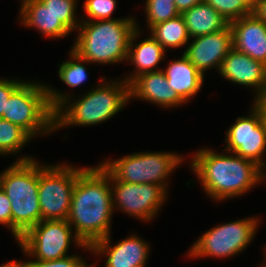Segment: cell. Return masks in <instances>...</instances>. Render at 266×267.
<instances>
[{"label":"cell","instance_id":"2","mask_svg":"<svg viewBox=\"0 0 266 267\" xmlns=\"http://www.w3.org/2000/svg\"><path fill=\"white\" fill-rule=\"evenodd\" d=\"M92 88L79 99L67 92L54 90L47 85L48 98L54 111L55 130L64 126H91L108 121L127 106L130 99V84L124 79L105 82ZM102 81V82H101ZM104 81V82H103Z\"/></svg>","mask_w":266,"mask_h":267},{"label":"cell","instance_id":"5","mask_svg":"<svg viewBox=\"0 0 266 267\" xmlns=\"http://www.w3.org/2000/svg\"><path fill=\"white\" fill-rule=\"evenodd\" d=\"M1 188L11 202L12 235L18 241L41 221L37 160L30 156L18 158L3 171Z\"/></svg>","mask_w":266,"mask_h":267},{"label":"cell","instance_id":"33","mask_svg":"<svg viewBox=\"0 0 266 267\" xmlns=\"http://www.w3.org/2000/svg\"><path fill=\"white\" fill-rule=\"evenodd\" d=\"M204 1L205 0H174V3L179 13L182 14L184 11Z\"/></svg>","mask_w":266,"mask_h":267},{"label":"cell","instance_id":"31","mask_svg":"<svg viewBox=\"0 0 266 267\" xmlns=\"http://www.w3.org/2000/svg\"><path fill=\"white\" fill-rule=\"evenodd\" d=\"M0 224L7 226L12 233L11 202L2 188L0 189Z\"/></svg>","mask_w":266,"mask_h":267},{"label":"cell","instance_id":"8","mask_svg":"<svg viewBox=\"0 0 266 267\" xmlns=\"http://www.w3.org/2000/svg\"><path fill=\"white\" fill-rule=\"evenodd\" d=\"M65 164V165H64ZM38 162V199L41 220H67L78 175L85 169Z\"/></svg>","mask_w":266,"mask_h":267},{"label":"cell","instance_id":"3","mask_svg":"<svg viewBox=\"0 0 266 267\" xmlns=\"http://www.w3.org/2000/svg\"><path fill=\"white\" fill-rule=\"evenodd\" d=\"M192 157L190 168L204 192L217 202L241 196L263 180V169L259 165L225 150L218 153L203 148Z\"/></svg>","mask_w":266,"mask_h":267},{"label":"cell","instance_id":"15","mask_svg":"<svg viewBox=\"0 0 266 267\" xmlns=\"http://www.w3.org/2000/svg\"><path fill=\"white\" fill-rule=\"evenodd\" d=\"M218 74L229 82L253 88L254 98L266 92V65L234 48L223 59Z\"/></svg>","mask_w":266,"mask_h":267},{"label":"cell","instance_id":"7","mask_svg":"<svg viewBox=\"0 0 266 267\" xmlns=\"http://www.w3.org/2000/svg\"><path fill=\"white\" fill-rule=\"evenodd\" d=\"M175 152H137L101 163L117 180L133 184H155L166 192L167 178L184 161Z\"/></svg>","mask_w":266,"mask_h":267},{"label":"cell","instance_id":"34","mask_svg":"<svg viewBox=\"0 0 266 267\" xmlns=\"http://www.w3.org/2000/svg\"><path fill=\"white\" fill-rule=\"evenodd\" d=\"M253 13L266 22V0H258L253 6Z\"/></svg>","mask_w":266,"mask_h":267},{"label":"cell","instance_id":"21","mask_svg":"<svg viewBox=\"0 0 266 267\" xmlns=\"http://www.w3.org/2000/svg\"><path fill=\"white\" fill-rule=\"evenodd\" d=\"M191 38L212 34L225 29L229 22L205 1L181 14Z\"/></svg>","mask_w":266,"mask_h":267},{"label":"cell","instance_id":"26","mask_svg":"<svg viewBox=\"0 0 266 267\" xmlns=\"http://www.w3.org/2000/svg\"><path fill=\"white\" fill-rule=\"evenodd\" d=\"M71 31L78 29L81 18L76 17L77 0H40ZM80 20V21H79Z\"/></svg>","mask_w":266,"mask_h":267},{"label":"cell","instance_id":"39","mask_svg":"<svg viewBox=\"0 0 266 267\" xmlns=\"http://www.w3.org/2000/svg\"><path fill=\"white\" fill-rule=\"evenodd\" d=\"M265 168H266V167H265ZM265 178H266V170H265V171L263 170V179H264V180H262V181H265V180H266Z\"/></svg>","mask_w":266,"mask_h":267},{"label":"cell","instance_id":"10","mask_svg":"<svg viewBox=\"0 0 266 267\" xmlns=\"http://www.w3.org/2000/svg\"><path fill=\"white\" fill-rule=\"evenodd\" d=\"M67 220H41L30 228L19 240V247L25 255L37 260H56L68 256L73 241L77 247L91 251L89 245L73 235Z\"/></svg>","mask_w":266,"mask_h":267},{"label":"cell","instance_id":"18","mask_svg":"<svg viewBox=\"0 0 266 267\" xmlns=\"http://www.w3.org/2000/svg\"><path fill=\"white\" fill-rule=\"evenodd\" d=\"M140 35L137 24V29L130 38L127 56V61L135 65V68L130 73L131 75L128 74L123 78L128 84L143 73L161 70L158 65L165 58L164 53L167 52L151 35L135 45Z\"/></svg>","mask_w":266,"mask_h":267},{"label":"cell","instance_id":"9","mask_svg":"<svg viewBox=\"0 0 266 267\" xmlns=\"http://www.w3.org/2000/svg\"><path fill=\"white\" fill-rule=\"evenodd\" d=\"M260 220L246 217L230 221L206 231L190 247L188 255L194 258H226L244 251L256 236Z\"/></svg>","mask_w":266,"mask_h":267},{"label":"cell","instance_id":"1","mask_svg":"<svg viewBox=\"0 0 266 267\" xmlns=\"http://www.w3.org/2000/svg\"><path fill=\"white\" fill-rule=\"evenodd\" d=\"M110 172L100 163L77 177L67 222L85 245L110 235L114 213Z\"/></svg>","mask_w":266,"mask_h":267},{"label":"cell","instance_id":"11","mask_svg":"<svg viewBox=\"0 0 266 267\" xmlns=\"http://www.w3.org/2000/svg\"><path fill=\"white\" fill-rule=\"evenodd\" d=\"M110 186L114 210L124 211L145 222L151 221L158 215V210L161 209L168 196V192L161 186L127 183L117 180L111 173Z\"/></svg>","mask_w":266,"mask_h":267},{"label":"cell","instance_id":"28","mask_svg":"<svg viewBox=\"0 0 266 267\" xmlns=\"http://www.w3.org/2000/svg\"><path fill=\"white\" fill-rule=\"evenodd\" d=\"M117 6L116 0H85L83 8L88 19L81 21L110 20ZM91 18V19H90Z\"/></svg>","mask_w":266,"mask_h":267},{"label":"cell","instance_id":"22","mask_svg":"<svg viewBox=\"0 0 266 267\" xmlns=\"http://www.w3.org/2000/svg\"><path fill=\"white\" fill-rule=\"evenodd\" d=\"M151 36L165 49H178L188 44L191 37L185 20L180 14L176 18L158 23L150 28Z\"/></svg>","mask_w":266,"mask_h":267},{"label":"cell","instance_id":"35","mask_svg":"<svg viewBox=\"0 0 266 267\" xmlns=\"http://www.w3.org/2000/svg\"><path fill=\"white\" fill-rule=\"evenodd\" d=\"M0 267H29V262H22V261H7V263L1 264Z\"/></svg>","mask_w":266,"mask_h":267},{"label":"cell","instance_id":"29","mask_svg":"<svg viewBox=\"0 0 266 267\" xmlns=\"http://www.w3.org/2000/svg\"><path fill=\"white\" fill-rule=\"evenodd\" d=\"M79 255H68L56 260H29V267H94Z\"/></svg>","mask_w":266,"mask_h":267},{"label":"cell","instance_id":"27","mask_svg":"<svg viewBox=\"0 0 266 267\" xmlns=\"http://www.w3.org/2000/svg\"><path fill=\"white\" fill-rule=\"evenodd\" d=\"M229 23L253 13V7L247 0H205Z\"/></svg>","mask_w":266,"mask_h":267},{"label":"cell","instance_id":"20","mask_svg":"<svg viewBox=\"0 0 266 267\" xmlns=\"http://www.w3.org/2000/svg\"><path fill=\"white\" fill-rule=\"evenodd\" d=\"M163 72L169 87L186 103L201 90L204 76L182 53L180 59L172 60Z\"/></svg>","mask_w":266,"mask_h":267},{"label":"cell","instance_id":"37","mask_svg":"<svg viewBox=\"0 0 266 267\" xmlns=\"http://www.w3.org/2000/svg\"><path fill=\"white\" fill-rule=\"evenodd\" d=\"M264 252H265V254H264V258H265V263H263V265H261L260 267H266V246H265V248H264Z\"/></svg>","mask_w":266,"mask_h":267},{"label":"cell","instance_id":"23","mask_svg":"<svg viewBox=\"0 0 266 267\" xmlns=\"http://www.w3.org/2000/svg\"><path fill=\"white\" fill-rule=\"evenodd\" d=\"M30 140L24 129L0 118V155L17 154Z\"/></svg>","mask_w":266,"mask_h":267},{"label":"cell","instance_id":"16","mask_svg":"<svg viewBox=\"0 0 266 267\" xmlns=\"http://www.w3.org/2000/svg\"><path fill=\"white\" fill-rule=\"evenodd\" d=\"M233 48L266 65V22L254 13L229 23Z\"/></svg>","mask_w":266,"mask_h":267},{"label":"cell","instance_id":"4","mask_svg":"<svg viewBox=\"0 0 266 267\" xmlns=\"http://www.w3.org/2000/svg\"><path fill=\"white\" fill-rule=\"evenodd\" d=\"M137 29L134 17L81 21L71 48L88 62L114 64L127 61L131 35Z\"/></svg>","mask_w":266,"mask_h":267},{"label":"cell","instance_id":"30","mask_svg":"<svg viewBox=\"0 0 266 267\" xmlns=\"http://www.w3.org/2000/svg\"><path fill=\"white\" fill-rule=\"evenodd\" d=\"M22 80L0 79V118L6 114V105L10 95L23 83Z\"/></svg>","mask_w":266,"mask_h":267},{"label":"cell","instance_id":"38","mask_svg":"<svg viewBox=\"0 0 266 267\" xmlns=\"http://www.w3.org/2000/svg\"><path fill=\"white\" fill-rule=\"evenodd\" d=\"M2 177H3V172L0 174V189L2 187Z\"/></svg>","mask_w":266,"mask_h":267},{"label":"cell","instance_id":"6","mask_svg":"<svg viewBox=\"0 0 266 267\" xmlns=\"http://www.w3.org/2000/svg\"><path fill=\"white\" fill-rule=\"evenodd\" d=\"M54 111L47 85L39 81H24L10 95L2 119L18 125L34 139L55 131Z\"/></svg>","mask_w":266,"mask_h":267},{"label":"cell","instance_id":"14","mask_svg":"<svg viewBox=\"0 0 266 267\" xmlns=\"http://www.w3.org/2000/svg\"><path fill=\"white\" fill-rule=\"evenodd\" d=\"M111 235L93 243L90 248L96 256L104 255L105 267H145L148 262L150 245L133 234L111 245ZM99 254V255H97Z\"/></svg>","mask_w":266,"mask_h":267},{"label":"cell","instance_id":"13","mask_svg":"<svg viewBox=\"0 0 266 267\" xmlns=\"http://www.w3.org/2000/svg\"><path fill=\"white\" fill-rule=\"evenodd\" d=\"M183 52L185 57L205 76V71L211 68L220 70L223 59L233 49V34L231 26L202 36L191 38ZM194 39V40H193Z\"/></svg>","mask_w":266,"mask_h":267},{"label":"cell","instance_id":"12","mask_svg":"<svg viewBox=\"0 0 266 267\" xmlns=\"http://www.w3.org/2000/svg\"><path fill=\"white\" fill-rule=\"evenodd\" d=\"M250 108L249 116H239L228 128L225 151L249 159L265 170L263 154L266 149V131L258 110L253 105Z\"/></svg>","mask_w":266,"mask_h":267},{"label":"cell","instance_id":"36","mask_svg":"<svg viewBox=\"0 0 266 267\" xmlns=\"http://www.w3.org/2000/svg\"><path fill=\"white\" fill-rule=\"evenodd\" d=\"M247 1L252 7L258 2V0H247Z\"/></svg>","mask_w":266,"mask_h":267},{"label":"cell","instance_id":"24","mask_svg":"<svg viewBox=\"0 0 266 267\" xmlns=\"http://www.w3.org/2000/svg\"><path fill=\"white\" fill-rule=\"evenodd\" d=\"M69 53L70 60L64 61L59 65L58 75L60 80L69 87H79L88 78L86 66L84 65V63L88 62L72 49Z\"/></svg>","mask_w":266,"mask_h":267},{"label":"cell","instance_id":"25","mask_svg":"<svg viewBox=\"0 0 266 267\" xmlns=\"http://www.w3.org/2000/svg\"><path fill=\"white\" fill-rule=\"evenodd\" d=\"M145 12L147 27L176 18L180 15L174 0H146Z\"/></svg>","mask_w":266,"mask_h":267},{"label":"cell","instance_id":"32","mask_svg":"<svg viewBox=\"0 0 266 267\" xmlns=\"http://www.w3.org/2000/svg\"><path fill=\"white\" fill-rule=\"evenodd\" d=\"M252 105L260 113L261 122H262L264 129L266 131V92L263 95H260L256 98H254Z\"/></svg>","mask_w":266,"mask_h":267},{"label":"cell","instance_id":"17","mask_svg":"<svg viewBox=\"0 0 266 267\" xmlns=\"http://www.w3.org/2000/svg\"><path fill=\"white\" fill-rule=\"evenodd\" d=\"M138 98L159 105L172 108L186 104V102L172 90L167 82L163 69L139 75L130 83V99Z\"/></svg>","mask_w":266,"mask_h":267},{"label":"cell","instance_id":"19","mask_svg":"<svg viewBox=\"0 0 266 267\" xmlns=\"http://www.w3.org/2000/svg\"><path fill=\"white\" fill-rule=\"evenodd\" d=\"M19 19L22 25L35 28L50 38H64L71 31L40 0H21Z\"/></svg>","mask_w":266,"mask_h":267}]
</instances>
